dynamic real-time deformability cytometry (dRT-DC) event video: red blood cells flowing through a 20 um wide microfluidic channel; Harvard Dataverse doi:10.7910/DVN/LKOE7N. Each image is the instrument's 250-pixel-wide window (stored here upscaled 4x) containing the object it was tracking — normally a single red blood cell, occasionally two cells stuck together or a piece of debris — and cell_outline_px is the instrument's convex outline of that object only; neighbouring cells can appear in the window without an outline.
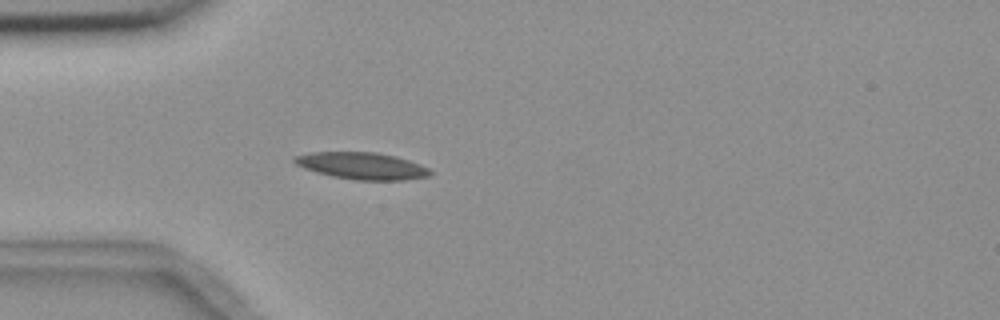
{"species": "common noctule bat (a hibernating species)", "species_latin": "Nyctalus noctula", "temperature_condition": "room temperature", "stored_images_in_passage": 1, "camera_frame_rate_fps": 3000, "um_per_image_px": 0.085, "animal": {"sex": "female", "body_mass_g": 18.4}, "frame": {"image": 1, "passage_image": 1, "time_ms": 0.0, "image_size_px": [1000, 320], "cell_outline_px": [[432, 172], [428, 176], [404, 180], [356, 180], [332, 176], [316, 172], [304, 168], [296, 164], [292, 160], [292, 156], [312, 152], [376, 152], [396, 156], [420, 164], [428, 168]], "centroid_in_image_um": [30.74, 14.09], "position_along_channel_um": 54.3, "area_um2": 21.27}}